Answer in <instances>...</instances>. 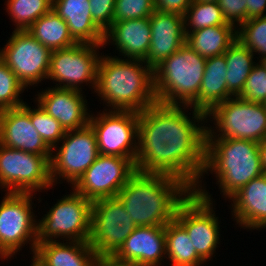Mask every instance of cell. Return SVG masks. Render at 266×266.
<instances>
[{"label": "cell", "mask_w": 266, "mask_h": 266, "mask_svg": "<svg viewBox=\"0 0 266 266\" xmlns=\"http://www.w3.org/2000/svg\"><path fill=\"white\" fill-rule=\"evenodd\" d=\"M188 107L155 103L139 112L136 170L177 178L193 191L204 177L207 125L202 124L210 119L190 107L191 120Z\"/></svg>", "instance_id": "cell-1"}, {"label": "cell", "mask_w": 266, "mask_h": 266, "mask_svg": "<svg viewBox=\"0 0 266 266\" xmlns=\"http://www.w3.org/2000/svg\"><path fill=\"white\" fill-rule=\"evenodd\" d=\"M191 192L177 178L137 171L117 197L136 226H165L175 219L178 207Z\"/></svg>", "instance_id": "cell-2"}, {"label": "cell", "mask_w": 266, "mask_h": 266, "mask_svg": "<svg viewBox=\"0 0 266 266\" xmlns=\"http://www.w3.org/2000/svg\"><path fill=\"white\" fill-rule=\"evenodd\" d=\"M95 92L111 110L142 112L157 103L153 70L140 59L101 56Z\"/></svg>", "instance_id": "cell-3"}, {"label": "cell", "mask_w": 266, "mask_h": 266, "mask_svg": "<svg viewBox=\"0 0 266 266\" xmlns=\"http://www.w3.org/2000/svg\"><path fill=\"white\" fill-rule=\"evenodd\" d=\"M215 173L223 198L229 199L253 178L264 174L259 143L233 138H206L203 174Z\"/></svg>", "instance_id": "cell-4"}, {"label": "cell", "mask_w": 266, "mask_h": 266, "mask_svg": "<svg viewBox=\"0 0 266 266\" xmlns=\"http://www.w3.org/2000/svg\"><path fill=\"white\" fill-rule=\"evenodd\" d=\"M206 59L186 43L154 70L157 103L190 106L199 95Z\"/></svg>", "instance_id": "cell-5"}, {"label": "cell", "mask_w": 266, "mask_h": 266, "mask_svg": "<svg viewBox=\"0 0 266 266\" xmlns=\"http://www.w3.org/2000/svg\"><path fill=\"white\" fill-rule=\"evenodd\" d=\"M206 117L215 121L213 124L217 129L216 133L207 127L206 138L244 139L257 143L266 138V106L262 103L232 97L214 106Z\"/></svg>", "instance_id": "cell-6"}, {"label": "cell", "mask_w": 266, "mask_h": 266, "mask_svg": "<svg viewBox=\"0 0 266 266\" xmlns=\"http://www.w3.org/2000/svg\"><path fill=\"white\" fill-rule=\"evenodd\" d=\"M72 190L38 220V243L55 241L59 237L65 241L89 242L92 201Z\"/></svg>", "instance_id": "cell-7"}, {"label": "cell", "mask_w": 266, "mask_h": 266, "mask_svg": "<svg viewBox=\"0 0 266 266\" xmlns=\"http://www.w3.org/2000/svg\"><path fill=\"white\" fill-rule=\"evenodd\" d=\"M203 187L200 182L196 185L178 207L175 220L186 230L197 255L206 263L220 243V222L211 195Z\"/></svg>", "instance_id": "cell-8"}, {"label": "cell", "mask_w": 266, "mask_h": 266, "mask_svg": "<svg viewBox=\"0 0 266 266\" xmlns=\"http://www.w3.org/2000/svg\"><path fill=\"white\" fill-rule=\"evenodd\" d=\"M0 203V253L13 257L25 247L31 246L32 254L37 246V226L33 211L32 193L7 192Z\"/></svg>", "instance_id": "cell-9"}, {"label": "cell", "mask_w": 266, "mask_h": 266, "mask_svg": "<svg viewBox=\"0 0 266 266\" xmlns=\"http://www.w3.org/2000/svg\"><path fill=\"white\" fill-rule=\"evenodd\" d=\"M136 228L118 197L92 202L89 244L99 259L111 258Z\"/></svg>", "instance_id": "cell-10"}, {"label": "cell", "mask_w": 266, "mask_h": 266, "mask_svg": "<svg viewBox=\"0 0 266 266\" xmlns=\"http://www.w3.org/2000/svg\"><path fill=\"white\" fill-rule=\"evenodd\" d=\"M51 156H42L0 144V187L6 192L33 193L54 186Z\"/></svg>", "instance_id": "cell-11"}, {"label": "cell", "mask_w": 266, "mask_h": 266, "mask_svg": "<svg viewBox=\"0 0 266 266\" xmlns=\"http://www.w3.org/2000/svg\"><path fill=\"white\" fill-rule=\"evenodd\" d=\"M61 141L60 147L55 146L51 150V180L56 185L57 181L64 179L73 186L100 155L96 133L88 124L80 129L66 131Z\"/></svg>", "instance_id": "cell-12"}, {"label": "cell", "mask_w": 266, "mask_h": 266, "mask_svg": "<svg viewBox=\"0 0 266 266\" xmlns=\"http://www.w3.org/2000/svg\"><path fill=\"white\" fill-rule=\"evenodd\" d=\"M108 110L97 116L92 114L89 119L96 133L99 154L131 158L136 162L139 112Z\"/></svg>", "instance_id": "cell-13"}, {"label": "cell", "mask_w": 266, "mask_h": 266, "mask_svg": "<svg viewBox=\"0 0 266 266\" xmlns=\"http://www.w3.org/2000/svg\"><path fill=\"white\" fill-rule=\"evenodd\" d=\"M100 46L104 47V45L77 43L70 48L52 51L47 79L55 81L56 88L78 91H82L80 84L90 83L89 86H92L95 92L101 58L97 49Z\"/></svg>", "instance_id": "cell-14"}, {"label": "cell", "mask_w": 266, "mask_h": 266, "mask_svg": "<svg viewBox=\"0 0 266 266\" xmlns=\"http://www.w3.org/2000/svg\"><path fill=\"white\" fill-rule=\"evenodd\" d=\"M51 53L28 30H14L0 49V59L26 88L47 79Z\"/></svg>", "instance_id": "cell-15"}, {"label": "cell", "mask_w": 266, "mask_h": 266, "mask_svg": "<svg viewBox=\"0 0 266 266\" xmlns=\"http://www.w3.org/2000/svg\"><path fill=\"white\" fill-rule=\"evenodd\" d=\"M136 172V162L131 158L99 155L71 187L92 202L117 197Z\"/></svg>", "instance_id": "cell-16"}, {"label": "cell", "mask_w": 266, "mask_h": 266, "mask_svg": "<svg viewBox=\"0 0 266 266\" xmlns=\"http://www.w3.org/2000/svg\"><path fill=\"white\" fill-rule=\"evenodd\" d=\"M0 144L42 156L52 151L43 141L30 120V106L0 110Z\"/></svg>", "instance_id": "cell-17"}, {"label": "cell", "mask_w": 266, "mask_h": 266, "mask_svg": "<svg viewBox=\"0 0 266 266\" xmlns=\"http://www.w3.org/2000/svg\"><path fill=\"white\" fill-rule=\"evenodd\" d=\"M165 256V226H137L111 259L138 266H160Z\"/></svg>", "instance_id": "cell-18"}, {"label": "cell", "mask_w": 266, "mask_h": 266, "mask_svg": "<svg viewBox=\"0 0 266 266\" xmlns=\"http://www.w3.org/2000/svg\"><path fill=\"white\" fill-rule=\"evenodd\" d=\"M151 45L143 60L152 70L186 43L184 17L178 13L154 11L149 17Z\"/></svg>", "instance_id": "cell-19"}, {"label": "cell", "mask_w": 266, "mask_h": 266, "mask_svg": "<svg viewBox=\"0 0 266 266\" xmlns=\"http://www.w3.org/2000/svg\"><path fill=\"white\" fill-rule=\"evenodd\" d=\"M43 91L35 98L36 103L58 120L66 131L80 129L89 124L91 114L87 111L88 104L82 91L56 87Z\"/></svg>", "instance_id": "cell-20"}, {"label": "cell", "mask_w": 266, "mask_h": 266, "mask_svg": "<svg viewBox=\"0 0 266 266\" xmlns=\"http://www.w3.org/2000/svg\"><path fill=\"white\" fill-rule=\"evenodd\" d=\"M109 42L124 58L144 60L151 45L149 17L113 22L104 32L103 45Z\"/></svg>", "instance_id": "cell-21"}, {"label": "cell", "mask_w": 266, "mask_h": 266, "mask_svg": "<svg viewBox=\"0 0 266 266\" xmlns=\"http://www.w3.org/2000/svg\"><path fill=\"white\" fill-rule=\"evenodd\" d=\"M229 200L232 215L241 228L259 229L266 227V174L253 178L234 193Z\"/></svg>", "instance_id": "cell-22"}, {"label": "cell", "mask_w": 266, "mask_h": 266, "mask_svg": "<svg viewBox=\"0 0 266 266\" xmlns=\"http://www.w3.org/2000/svg\"><path fill=\"white\" fill-rule=\"evenodd\" d=\"M52 9L77 43L103 45L104 32L92 20L89 0H53Z\"/></svg>", "instance_id": "cell-23"}, {"label": "cell", "mask_w": 266, "mask_h": 266, "mask_svg": "<svg viewBox=\"0 0 266 266\" xmlns=\"http://www.w3.org/2000/svg\"><path fill=\"white\" fill-rule=\"evenodd\" d=\"M63 242V243H62ZM46 241L37 243L34 257L43 266H97L99 258L89 242Z\"/></svg>", "instance_id": "cell-24"}, {"label": "cell", "mask_w": 266, "mask_h": 266, "mask_svg": "<svg viewBox=\"0 0 266 266\" xmlns=\"http://www.w3.org/2000/svg\"><path fill=\"white\" fill-rule=\"evenodd\" d=\"M226 75L224 54L206 59L198 98L189 107L207 114L214 106L234 97L228 91Z\"/></svg>", "instance_id": "cell-25"}, {"label": "cell", "mask_w": 266, "mask_h": 266, "mask_svg": "<svg viewBox=\"0 0 266 266\" xmlns=\"http://www.w3.org/2000/svg\"><path fill=\"white\" fill-rule=\"evenodd\" d=\"M185 34L186 44L205 59L224 54L237 39V29L229 23Z\"/></svg>", "instance_id": "cell-26"}, {"label": "cell", "mask_w": 266, "mask_h": 266, "mask_svg": "<svg viewBox=\"0 0 266 266\" xmlns=\"http://www.w3.org/2000/svg\"><path fill=\"white\" fill-rule=\"evenodd\" d=\"M27 30L51 51L70 48L77 44L70 35L65 20L53 9L41 16Z\"/></svg>", "instance_id": "cell-27"}, {"label": "cell", "mask_w": 266, "mask_h": 266, "mask_svg": "<svg viewBox=\"0 0 266 266\" xmlns=\"http://www.w3.org/2000/svg\"><path fill=\"white\" fill-rule=\"evenodd\" d=\"M224 55L227 64V88L234 97H237L242 92L246 79L256 64L253 61L255 54L236 39Z\"/></svg>", "instance_id": "cell-28"}, {"label": "cell", "mask_w": 266, "mask_h": 266, "mask_svg": "<svg viewBox=\"0 0 266 266\" xmlns=\"http://www.w3.org/2000/svg\"><path fill=\"white\" fill-rule=\"evenodd\" d=\"M166 258L172 264H204L186 230L174 219L165 225Z\"/></svg>", "instance_id": "cell-29"}, {"label": "cell", "mask_w": 266, "mask_h": 266, "mask_svg": "<svg viewBox=\"0 0 266 266\" xmlns=\"http://www.w3.org/2000/svg\"><path fill=\"white\" fill-rule=\"evenodd\" d=\"M6 6L15 30H27L52 9L53 0H7Z\"/></svg>", "instance_id": "cell-30"}, {"label": "cell", "mask_w": 266, "mask_h": 266, "mask_svg": "<svg viewBox=\"0 0 266 266\" xmlns=\"http://www.w3.org/2000/svg\"><path fill=\"white\" fill-rule=\"evenodd\" d=\"M183 17L184 31H197L210 26L227 24L221 8L215 2L192 1Z\"/></svg>", "instance_id": "cell-31"}, {"label": "cell", "mask_w": 266, "mask_h": 266, "mask_svg": "<svg viewBox=\"0 0 266 266\" xmlns=\"http://www.w3.org/2000/svg\"><path fill=\"white\" fill-rule=\"evenodd\" d=\"M239 27L237 40L253 54L261 55L260 59L266 56V15L247 20Z\"/></svg>", "instance_id": "cell-32"}, {"label": "cell", "mask_w": 266, "mask_h": 266, "mask_svg": "<svg viewBox=\"0 0 266 266\" xmlns=\"http://www.w3.org/2000/svg\"><path fill=\"white\" fill-rule=\"evenodd\" d=\"M30 120L43 141L52 150L55 146L60 145L62 138L66 134V130L48 113H46L39 104L37 108L30 107Z\"/></svg>", "instance_id": "cell-33"}, {"label": "cell", "mask_w": 266, "mask_h": 266, "mask_svg": "<svg viewBox=\"0 0 266 266\" xmlns=\"http://www.w3.org/2000/svg\"><path fill=\"white\" fill-rule=\"evenodd\" d=\"M25 89L16 75L0 59V110L22 106L24 101L19 97Z\"/></svg>", "instance_id": "cell-34"}, {"label": "cell", "mask_w": 266, "mask_h": 266, "mask_svg": "<svg viewBox=\"0 0 266 266\" xmlns=\"http://www.w3.org/2000/svg\"><path fill=\"white\" fill-rule=\"evenodd\" d=\"M247 102L262 103L266 101V68L256 63L246 79L242 92L237 96Z\"/></svg>", "instance_id": "cell-35"}, {"label": "cell", "mask_w": 266, "mask_h": 266, "mask_svg": "<svg viewBox=\"0 0 266 266\" xmlns=\"http://www.w3.org/2000/svg\"><path fill=\"white\" fill-rule=\"evenodd\" d=\"M155 10L154 0H115L113 22L150 17Z\"/></svg>", "instance_id": "cell-36"}, {"label": "cell", "mask_w": 266, "mask_h": 266, "mask_svg": "<svg viewBox=\"0 0 266 266\" xmlns=\"http://www.w3.org/2000/svg\"><path fill=\"white\" fill-rule=\"evenodd\" d=\"M94 23L105 32L113 23L115 0H89Z\"/></svg>", "instance_id": "cell-37"}, {"label": "cell", "mask_w": 266, "mask_h": 266, "mask_svg": "<svg viewBox=\"0 0 266 266\" xmlns=\"http://www.w3.org/2000/svg\"><path fill=\"white\" fill-rule=\"evenodd\" d=\"M246 0H219L222 15L226 23L235 28L246 22Z\"/></svg>", "instance_id": "cell-38"}, {"label": "cell", "mask_w": 266, "mask_h": 266, "mask_svg": "<svg viewBox=\"0 0 266 266\" xmlns=\"http://www.w3.org/2000/svg\"><path fill=\"white\" fill-rule=\"evenodd\" d=\"M193 0H154L155 9L159 12L185 14Z\"/></svg>", "instance_id": "cell-39"}, {"label": "cell", "mask_w": 266, "mask_h": 266, "mask_svg": "<svg viewBox=\"0 0 266 266\" xmlns=\"http://www.w3.org/2000/svg\"><path fill=\"white\" fill-rule=\"evenodd\" d=\"M246 21L265 16L266 0H246Z\"/></svg>", "instance_id": "cell-40"}, {"label": "cell", "mask_w": 266, "mask_h": 266, "mask_svg": "<svg viewBox=\"0 0 266 266\" xmlns=\"http://www.w3.org/2000/svg\"><path fill=\"white\" fill-rule=\"evenodd\" d=\"M259 153L263 172L266 174V138L259 143Z\"/></svg>", "instance_id": "cell-41"}, {"label": "cell", "mask_w": 266, "mask_h": 266, "mask_svg": "<svg viewBox=\"0 0 266 266\" xmlns=\"http://www.w3.org/2000/svg\"><path fill=\"white\" fill-rule=\"evenodd\" d=\"M97 266H138V265L119 263L111 258H105V259H99Z\"/></svg>", "instance_id": "cell-42"}, {"label": "cell", "mask_w": 266, "mask_h": 266, "mask_svg": "<svg viewBox=\"0 0 266 266\" xmlns=\"http://www.w3.org/2000/svg\"><path fill=\"white\" fill-rule=\"evenodd\" d=\"M32 258V264L30 266H43L34 256Z\"/></svg>", "instance_id": "cell-43"}, {"label": "cell", "mask_w": 266, "mask_h": 266, "mask_svg": "<svg viewBox=\"0 0 266 266\" xmlns=\"http://www.w3.org/2000/svg\"><path fill=\"white\" fill-rule=\"evenodd\" d=\"M202 264H171L170 266H201Z\"/></svg>", "instance_id": "cell-44"}, {"label": "cell", "mask_w": 266, "mask_h": 266, "mask_svg": "<svg viewBox=\"0 0 266 266\" xmlns=\"http://www.w3.org/2000/svg\"><path fill=\"white\" fill-rule=\"evenodd\" d=\"M193 1H197V2H215V3H218L219 0H193Z\"/></svg>", "instance_id": "cell-45"}, {"label": "cell", "mask_w": 266, "mask_h": 266, "mask_svg": "<svg viewBox=\"0 0 266 266\" xmlns=\"http://www.w3.org/2000/svg\"><path fill=\"white\" fill-rule=\"evenodd\" d=\"M259 62L266 68V56L263 58L259 59Z\"/></svg>", "instance_id": "cell-46"}, {"label": "cell", "mask_w": 266, "mask_h": 266, "mask_svg": "<svg viewBox=\"0 0 266 266\" xmlns=\"http://www.w3.org/2000/svg\"><path fill=\"white\" fill-rule=\"evenodd\" d=\"M0 258H1V260L2 259H4V260L6 259L1 253H0Z\"/></svg>", "instance_id": "cell-47"}]
</instances>
